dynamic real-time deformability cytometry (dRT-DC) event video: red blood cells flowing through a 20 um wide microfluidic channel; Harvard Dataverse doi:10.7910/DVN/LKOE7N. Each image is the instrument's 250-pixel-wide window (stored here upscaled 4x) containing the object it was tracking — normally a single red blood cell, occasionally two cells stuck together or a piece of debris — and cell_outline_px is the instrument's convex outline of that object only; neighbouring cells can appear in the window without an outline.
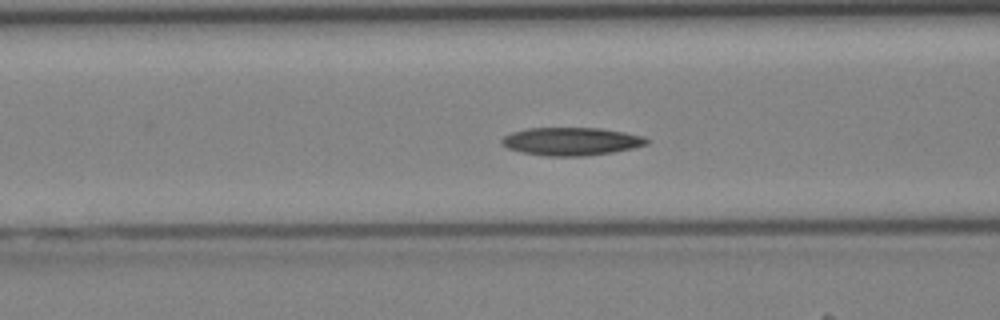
{"species": "Egyptian fruit bat (a non-hibernating species)", "species_latin": "Rousettus aegyptiacus", "temperature_condition": "cold", "stored_images_in_passage": 41, "camera_frame_rate_fps": 3000, "um_per_image_px": 0.085, "animal": {"sex": "female"}, "frame": {"image": 1, "passage_image": 16, "time_ms": 5.0, "image_size_px": [1000, 320], "cell_outline_px": [[648, 144], [632, 148], [612, 152], [584, 156], [544, 156], [524, 152], [508, 148], [500, 144], [500, 140], [504, 136], [512, 132], [528, 128], [600, 128], [624, 132], [644, 136], [648, 140]], "centroid_in_image_um": [48.54, 12.01], "position_along_channel_um": 118.1, "area_um2": 23.58}}
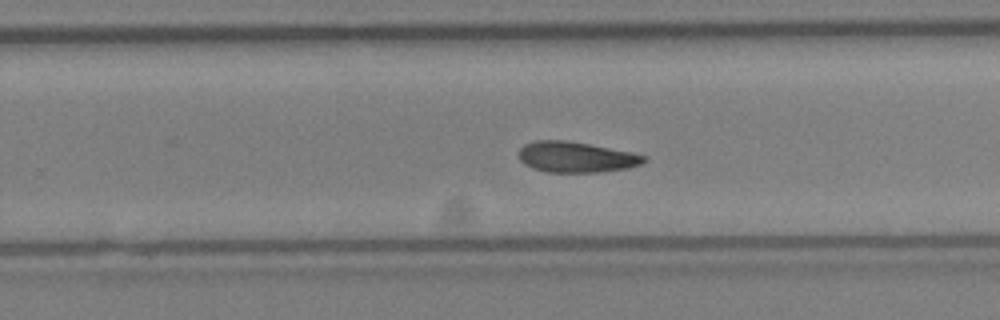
{"frame": {"image": 2, "passage_image": 26, "time_ms": 8.333, "image_size_px": [1000, 320], "cell_outline_px": [[648, 160], [640, 164], [628, 168], [600, 172], [548, 172], [532, 168], [524, 164], [520, 160], [520, 148], [524, 144], [536, 140], [564, 140], [588, 144], [632, 152], [648, 156]], "centroid_in_image_um": [48.99, 13.35], "position_along_channel_um": 280.8, "area_um2": 22.37}}
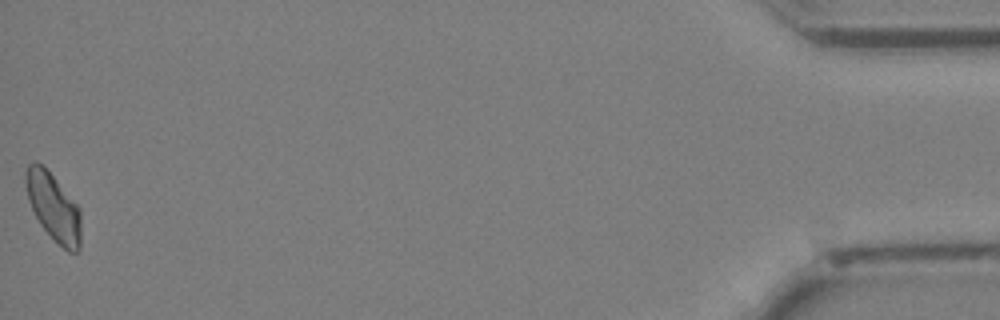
{"frame": {"image": 3, "passage_image": 41, "time_ms": 13.333, "image_size_px": [1000, 320], "cell_outline_px": [[80, 248], [76, 252], [68, 252], [40, 224], [28, 200], [24, 180], [24, 172], [28, 164], [32, 160], [36, 160], [52, 176], [80, 208]], "centroid_in_image_um": [4.51, 17.57], "position_along_channel_um": 430.7, "area_um2": 21.39}}